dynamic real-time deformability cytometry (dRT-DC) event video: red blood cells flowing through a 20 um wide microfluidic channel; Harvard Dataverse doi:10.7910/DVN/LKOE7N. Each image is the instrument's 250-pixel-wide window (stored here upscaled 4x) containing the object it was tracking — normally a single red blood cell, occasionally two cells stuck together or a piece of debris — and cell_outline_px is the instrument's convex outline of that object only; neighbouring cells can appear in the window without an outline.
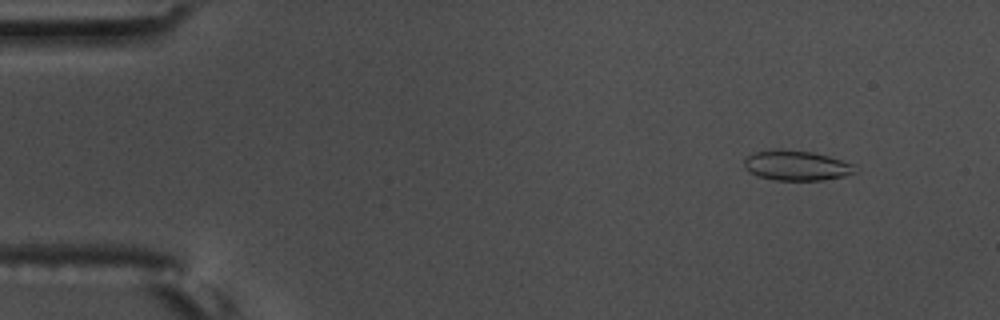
{"species": "common noctule bat (a hibernating species)", "species_latin": "Nyctalus noctula", "temperature_condition": "warm", "stored_images_in_passage": 57, "camera_frame_rate_fps": 3000, "um_per_image_px": 0.085, "animal": {"sex": "male", "body_mass_g": 17.5, "forearm_length_mm": 52.3}, "frame": {"image": 1, "passage_image": 6, "time_ms": 1.667, "image_size_px": [1000, 320], "cell_outline_px": [[856, 172], [844, 176], [824, 180], [772, 180], [748, 172], [744, 168], [744, 160], [748, 156], [756, 152], [772, 148], [784, 148], [812, 152], [828, 156], [852, 164]], "centroid_in_image_um": [67.64, 14.05], "position_along_channel_um": 17.4, "area_um2": 19.48}}
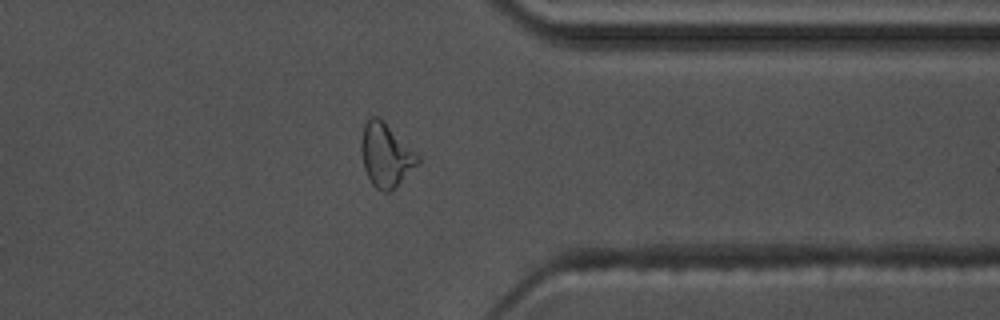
{"frame": {"image": 2, "passage_image": 45, "time_ms": 14.667, "image_size_px": [1000, 320], "cell_outline_px": [[420, 164], [388, 192], [384, 192], [376, 188], [372, 184], [364, 168], [360, 156], [360, 140], [364, 124], [368, 116], [376, 116], [384, 120], [420, 156]], "centroid_in_image_um": [32.78, 13.14], "position_along_channel_um": 378.6, "area_um2": 21.21}}
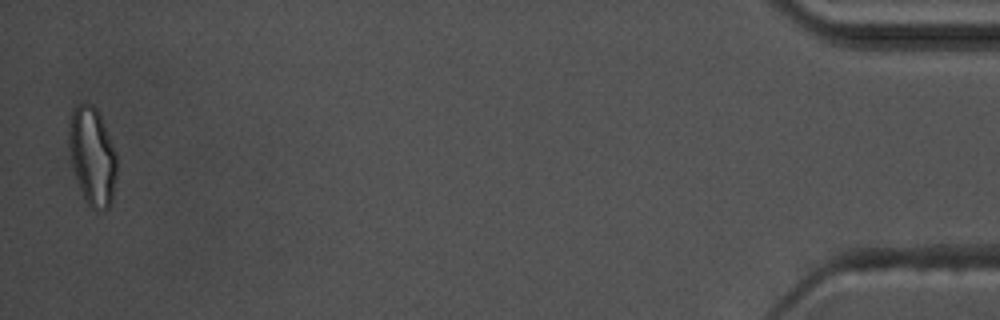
{"frame": {"image": 3, "passage_image": 56, "time_ms": 18.333, "image_size_px": [1000, 320], "cell_outline_px": [[116, 176], [112, 196], [108, 208], [104, 212], [96, 212], [84, 200], [72, 168], [68, 144], [68, 124], [72, 108], [76, 104], [92, 104], [96, 108], [100, 116], [116, 156]], "centroid_in_image_um": [7.8, 13.3], "position_along_channel_um": 427.4, "area_um2": 27.4}, "authors_computed_cell_mechanics": {"area_um2": 19.0162, "velocity_mm_per_s": 3.6388, "shape_relaxation_time_tau1_ms": 6.7721, "shape_relaxation_time_tau2_ms": 1.1969, "deformation_change_tau1": 0.1932, "deformation_change_tau2": 0.0912}}